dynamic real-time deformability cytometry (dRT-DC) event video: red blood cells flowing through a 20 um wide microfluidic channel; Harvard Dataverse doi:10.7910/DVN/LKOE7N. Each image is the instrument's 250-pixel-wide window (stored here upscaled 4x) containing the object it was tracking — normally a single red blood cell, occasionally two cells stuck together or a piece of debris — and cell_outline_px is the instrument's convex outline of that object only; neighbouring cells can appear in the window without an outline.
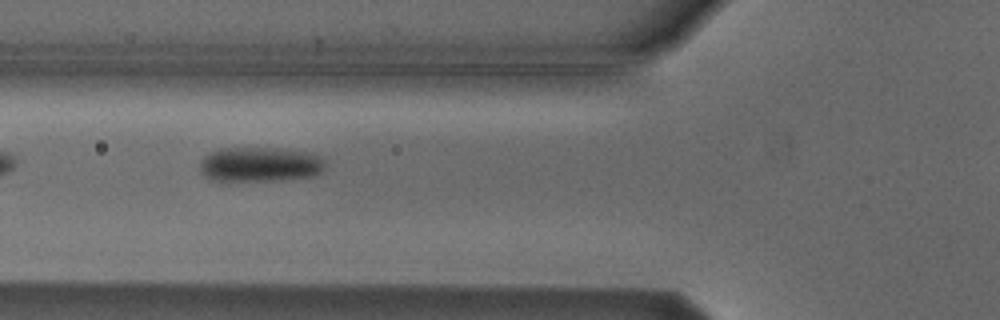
{"species": "Egyptian fruit bat (a non-hibernating species)", "species_latin": "Rousettus aegyptiacus", "temperature_condition": "cold", "stored_images_in_passage": 10, "camera_frame_rate_fps": 3000, "um_per_image_px": 0.085, "animal": {"sex": "male"}, "frame": {"image": 1, "passage_image": 5, "time_ms": 5.667, "image_size_px": [1000, 320], "cell_outline_px": [[324, 172], [312, 176], [280, 180], [212, 180], [204, 176], [200, 172], [200, 160], [208, 152], [220, 148], [272, 148], [304, 152], [324, 156]], "centroid_in_image_um": [22.08, 13.97], "position_along_channel_um": 103.7, "area_um2": 25.43}}
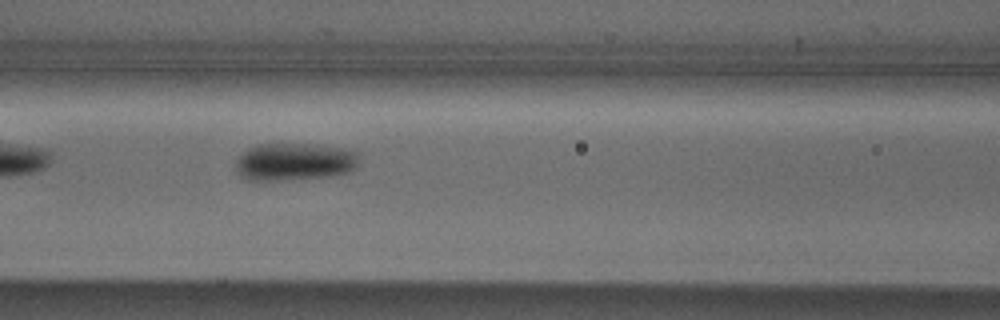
{"frame": {"image": 2, "passage_image": 6, "time_ms": 6.667, "image_size_px": [1000, 320], "cell_outline_px": [[356, 168], [352, 172], [332, 176], [264, 180], [252, 180], [240, 176], [236, 168], [236, 160], [248, 148], [256, 144], [320, 144], [340, 148], [356, 152]], "centroid_in_image_um": [25.02, 13.73], "position_along_channel_um": 141.6, "area_um2": 26.7}}
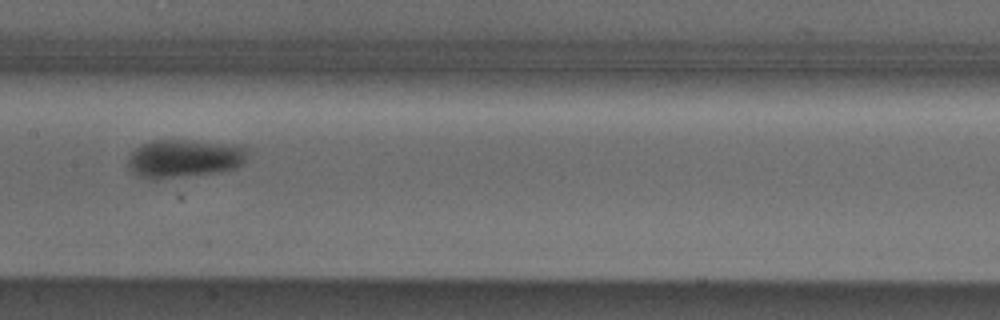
{"frame": {"image": 3, "passage_image": 7, "time_ms": 8.0, "image_size_px": [1000, 320], "cell_outline_px": [[248, 148], [244, 160], [236, 168], [220, 172], [156, 180], [148, 180], [136, 176], [128, 168], [128, 160], [132, 152], [140, 144], [152, 140], [192, 140], [240, 144]], "centroid_in_image_um": [15.64, 13.47], "position_along_channel_um": 191.8, "area_um2": 27.22}}